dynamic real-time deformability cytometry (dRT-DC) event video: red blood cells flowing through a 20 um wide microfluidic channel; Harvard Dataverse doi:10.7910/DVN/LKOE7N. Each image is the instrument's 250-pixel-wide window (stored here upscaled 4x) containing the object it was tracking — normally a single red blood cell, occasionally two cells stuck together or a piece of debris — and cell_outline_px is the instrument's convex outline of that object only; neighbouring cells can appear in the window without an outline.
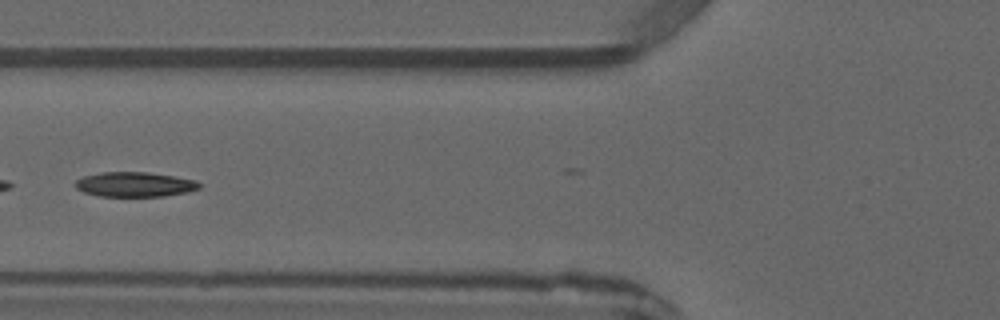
{"species": "common noctule bat (a hibernating species)", "species_latin": "Nyctalus noctula", "temperature_condition": "warm", "stored_images_in_passage": 6, "camera_frame_rate_fps": 3000, "um_per_image_px": 0.085, "animal": {"sex": "male", "forearm_length_mm": 52.5}, "frame": {"image": 1, "passage_image": 5, "time_ms": 5.667, "image_size_px": [1000, 320], "cell_outline_px": [[200, 188], [188, 192], [164, 196], [100, 196], [84, 192], [76, 188], [76, 180], [84, 176], [100, 172], [148, 172], [196, 180], [200, 184]], "centroid_in_image_um": [11.46, 15.67], "position_along_channel_um": 114.3, "area_um2": 17.8}}
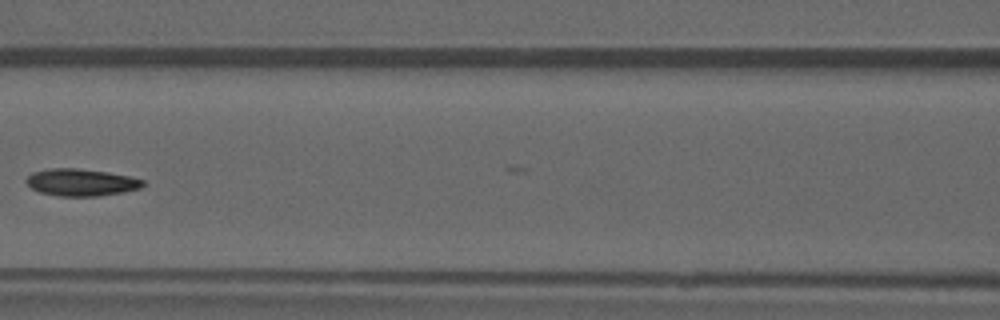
{"frame": {"image": 2, "passage_image": 6, "time_ms": 6.667, "image_size_px": [1000, 320], "cell_outline_px": [[144, 184], [140, 188], [124, 192], [100, 196], [60, 196], [40, 192], [32, 188], [24, 180], [32, 172], [48, 168], [76, 168], [108, 172], [128, 176], [144, 180]], "centroid_in_image_um": [6.88, 15.5], "position_along_channel_um": 159.7, "area_um2": 18.44}}